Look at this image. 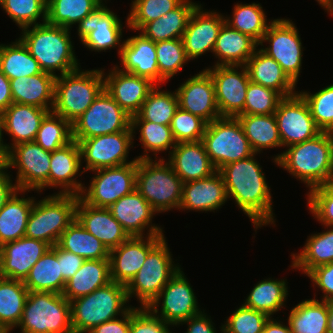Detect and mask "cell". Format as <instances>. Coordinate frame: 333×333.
Masks as SVG:
<instances>
[{"mask_svg": "<svg viewBox=\"0 0 333 333\" xmlns=\"http://www.w3.org/2000/svg\"><path fill=\"white\" fill-rule=\"evenodd\" d=\"M257 154L223 166L222 174L227 197L251 220L255 232L266 225H275L272 193Z\"/></svg>", "mask_w": 333, "mask_h": 333, "instance_id": "6da1fadb", "label": "cell"}, {"mask_svg": "<svg viewBox=\"0 0 333 333\" xmlns=\"http://www.w3.org/2000/svg\"><path fill=\"white\" fill-rule=\"evenodd\" d=\"M273 156L274 164L303 182L309 191L333 182V133L293 144Z\"/></svg>", "mask_w": 333, "mask_h": 333, "instance_id": "7a4b0ae2", "label": "cell"}, {"mask_svg": "<svg viewBox=\"0 0 333 333\" xmlns=\"http://www.w3.org/2000/svg\"><path fill=\"white\" fill-rule=\"evenodd\" d=\"M21 31L19 39L43 72L58 77L81 68L71 41V29L45 22Z\"/></svg>", "mask_w": 333, "mask_h": 333, "instance_id": "3957f363", "label": "cell"}, {"mask_svg": "<svg viewBox=\"0 0 333 333\" xmlns=\"http://www.w3.org/2000/svg\"><path fill=\"white\" fill-rule=\"evenodd\" d=\"M128 302L125 285L114 281L71 300L73 332L88 333L94 327L124 315L132 307Z\"/></svg>", "mask_w": 333, "mask_h": 333, "instance_id": "277c9868", "label": "cell"}, {"mask_svg": "<svg viewBox=\"0 0 333 333\" xmlns=\"http://www.w3.org/2000/svg\"><path fill=\"white\" fill-rule=\"evenodd\" d=\"M183 182L165 158L137 161L136 190L157 212L179 210Z\"/></svg>", "mask_w": 333, "mask_h": 333, "instance_id": "5b68a950", "label": "cell"}, {"mask_svg": "<svg viewBox=\"0 0 333 333\" xmlns=\"http://www.w3.org/2000/svg\"><path fill=\"white\" fill-rule=\"evenodd\" d=\"M104 89L103 69L82 70L55 79L52 111L71 124L80 117Z\"/></svg>", "mask_w": 333, "mask_h": 333, "instance_id": "8992f818", "label": "cell"}, {"mask_svg": "<svg viewBox=\"0 0 333 333\" xmlns=\"http://www.w3.org/2000/svg\"><path fill=\"white\" fill-rule=\"evenodd\" d=\"M78 195L54 193L34 201L25 236L56 245L60 235L76 219Z\"/></svg>", "mask_w": 333, "mask_h": 333, "instance_id": "52a82bcc", "label": "cell"}, {"mask_svg": "<svg viewBox=\"0 0 333 333\" xmlns=\"http://www.w3.org/2000/svg\"><path fill=\"white\" fill-rule=\"evenodd\" d=\"M20 333H74L71 304L53 292H28L20 323Z\"/></svg>", "mask_w": 333, "mask_h": 333, "instance_id": "ba28073f", "label": "cell"}, {"mask_svg": "<svg viewBox=\"0 0 333 333\" xmlns=\"http://www.w3.org/2000/svg\"><path fill=\"white\" fill-rule=\"evenodd\" d=\"M164 237L147 255L137 274L125 286L128 301L136 297L140 307H148L181 268L174 263Z\"/></svg>", "mask_w": 333, "mask_h": 333, "instance_id": "9c48e42d", "label": "cell"}, {"mask_svg": "<svg viewBox=\"0 0 333 333\" xmlns=\"http://www.w3.org/2000/svg\"><path fill=\"white\" fill-rule=\"evenodd\" d=\"M202 142L217 171L254 154L236 117H220L207 123Z\"/></svg>", "mask_w": 333, "mask_h": 333, "instance_id": "30bf717a", "label": "cell"}, {"mask_svg": "<svg viewBox=\"0 0 333 333\" xmlns=\"http://www.w3.org/2000/svg\"><path fill=\"white\" fill-rule=\"evenodd\" d=\"M132 130L131 116L103 89L89 108L72 123L73 140Z\"/></svg>", "mask_w": 333, "mask_h": 333, "instance_id": "8fae6325", "label": "cell"}, {"mask_svg": "<svg viewBox=\"0 0 333 333\" xmlns=\"http://www.w3.org/2000/svg\"><path fill=\"white\" fill-rule=\"evenodd\" d=\"M264 42H268L269 45L264 47ZM259 46L264 53L280 64L297 85L302 70L304 48L295 23L286 18L272 19Z\"/></svg>", "mask_w": 333, "mask_h": 333, "instance_id": "7c38bea8", "label": "cell"}, {"mask_svg": "<svg viewBox=\"0 0 333 333\" xmlns=\"http://www.w3.org/2000/svg\"><path fill=\"white\" fill-rule=\"evenodd\" d=\"M51 152L44 150L35 141L13 146L6 153L7 169L16 168L15 183L19 190L37 191L49 188ZM45 188V189H44Z\"/></svg>", "mask_w": 333, "mask_h": 333, "instance_id": "4fadbf2b", "label": "cell"}, {"mask_svg": "<svg viewBox=\"0 0 333 333\" xmlns=\"http://www.w3.org/2000/svg\"><path fill=\"white\" fill-rule=\"evenodd\" d=\"M89 187L79 197L88 205L109 208L136 189L137 162L92 171Z\"/></svg>", "mask_w": 333, "mask_h": 333, "instance_id": "5bb4252c", "label": "cell"}, {"mask_svg": "<svg viewBox=\"0 0 333 333\" xmlns=\"http://www.w3.org/2000/svg\"><path fill=\"white\" fill-rule=\"evenodd\" d=\"M181 269L179 268L147 307L155 316L174 327H179L185 320L202 312L196 294Z\"/></svg>", "mask_w": 333, "mask_h": 333, "instance_id": "9a60e30c", "label": "cell"}, {"mask_svg": "<svg viewBox=\"0 0 333 333\" xmlns=\"http://www.w3.org/2000/svg\"><path fill=\"white\" fill-rule=\"evenodd\" d=\"M134 137L132 130H125L74 140L80 146L82 163H86L83 171H95L137 162V158H133L132 161L127 159L130 148L134 147Z\"/></svg>", "mask_w": 333, "mask_h": 333, "instance_id": "2e32d148", "label": "cell"}, {"mask_svg": "<svg viewBox=\"0 0 333 333\" xmlns=\"http://www.w3.org/2000/svg\"><path fill=\"white\" fill-rule=\"evenodd\" d=\"M118 16L105 3H101L82 19L76 28L84 47L94 52H106L118 47L119 56L124 41L121 40L123 22Z\"/></svg>", "mask_w": 333, "mask_h": 333, "instance_id": "e0dca14e", "label": "cell"}, {"mask_svg": "<svg viewBox=\"0 0 333 333\" xmlns=\"http://www.w3.org/2000/svg\"><path fill=\"white\" fill-rule=\"evenodd\" d=\"M205 70L213 79L220 116L244 115V103L250 82L245 65L212 66Z\"/></svg>", "mask_w": 333, "mask_h": 333, "instance_id": "ac0fdd59", "label": "cell"}, {"mask_svg": "<svg viewBox=\"0 0 333 333\" xmlns=\"http://www.w3.org/2000/svg\"><path fill=\"white\" fill-rule=\"evenodd\" d=\"M274 115L282 147L313 139L322 132L315 124L308 104L298 92L284 97Z\"/></svg>", "mask_w": 333, "mask_h": 333, "instance_id": "d6986e66", "label": "cell"}, {"mask_svg": "<svg viewBox=\"0 0 333 333\" xmlns=\"http://www.w3.org/2000/svg\"><path fill=\"white\" fill-rule=\"evenodd\" d=\"M165 235L133 236L109 251L111 281L127 285Z\"/></svg>", "mask_w": 333, "mask_h": 333, "instance_id": "ffe728a7", "label": "cell"}, {"mask_svg": "<svg viewBox=\"0 0 333 333\" xmlns=\"http://www.w3.org/2000/svg\"><path fill=\"white\" fill-rule=\"evenodd\" d=\"M108 209L130 237L164 235L161 226L152 224L153 217L158 213L136 189L121 197Z\"/></svg>", "mask_w": 333, "mask_h": 333, "instance_id": "44dd1931", "label": "cell"}, {"mask_svg": "<svg viewBox=\"0 0 333 333\" xmlns=\"http://www.w3.org/2000/svg\"><path fill=\"white\" fill-rule=\"evenodd\" d=\"M175 90L181 109L202 118L206 123L221 117L213 79L205 69L190 76Z\"/></svg>", "mask_w": 333, "mask_h": 333, "instance_id": "7402d4cb", "label": "cell"}, {"mask_svg": "<svg viewBox=\"0 0 333 333\" xmlns=\"http://www.w3.org/2000/svg\"><path fill=\"white\" fill-rule=\"evenodd\" d=\"M224 23L225 18L222 13L203 10L199 4L193 11L182 36L187 58L195 60L206 52L213 53Z\"/></svg>", "mask_w": 333, "mask_h": 333, "instance_id": "603a6c76", "label": "cell"}, {"mask_svg": "<svg viewBox=\"0 0 333 333\" xmlns=\"http://www.w3.org/2000/svg\"><path fill=\"white\" fill-rule=\"evenodd\" d=\"M104 71L103 68L104 89L127 114L131 117L137 115L156 84L148 78L123 72L114 66L108 74Z\"/></svg>", "mask_w": 333, "mask_h": 333, "instance_id": "cb8c5ba5", "label": "cell"}, {"mask_svg": "<svg viewBox=\"0 0 333 333\" xmlns=\"http://www.w3.org/2000/svg\"><path fill=\"white\" fill-rule=\"evenodd\" d=\"M50 247L45 241L26 236L3 244L0 277L24 281L33 265Z\"/></svg>", "mask_w": 333, "mask_h": 333, "instance_id": "d4e9b609", "label": "cell"}, {"mask_svg": "<svg viewBox=\"0 0 333 333\" xmlns=\"http://www.w3.org/2000/svg\"><path fill=\"white\" fill-rule=\"evenodd\" d=\"M81 161L80 146L76 141L51 152L49 187L56 189L58 194L80 195L85 184L81 183L77 177L85 173ZM78 180V181H77Z\"/></svg>", "mask_w": 333, "mask_h": 333, "instance_id": "484cf974", "label": "cell"}, {"mask_svg": "<svg viewBox=\"0 0 333 333\" xmlns=\"http://www.w3.org/2000/svg\"><path fill=\"white\" fill-rule=\"evenodd\" d=\"M118 58L121 59L122 66L115 65V67L121 71L148 78L156 85H160L156 43L152 40L141 33L125 39Z\"/></svg>", "mask_w": 333, "mask_h": 333, "instance_id": "4316f807", "label": "cell"}, {"mask_svg": "<svg viewBox=\"0 0 333 333\" xmlns=\"http://www.w3.org/2000/svg\"><path fill=\"white\" fill-rule=\"evenodd\" d=\"M227 192L219 171L211 176L183 183L180 210L218 211L227 202Z\"/></svg>", "mask_w": 333, "mask_h": 333, "instance_id": "83f0119b", "label": "cell"}, {"mask_svg": "<svg viewBox=\"0 0 333 333\" xmlns=\"http://www.w3.org/2000/svg\"><path fill=\"white\" fill-rule=\"evenodd\" d=\"M76 219L110 251L125 242L130 236L112 216L108 208L88 205L79 196L76 205Z\"/></svg>", "mask_w": 333, "mask_h": 333, "instance_id": "f1b7e54d", "label": "cell"}, {"mask_svg": "<svg viewBox=\"0 0 333 333\" xmlns=\"http://www.w3.org/2000/svg\"><path fill=\"white\" fill-rule=\"evenodd\" d=\"M49 110L32 105L12 103L2 113L4 132L12 143L5 144L6 153L15 145L35 141L41 121Z\"/></svg>", "mask_w": 333, "mask_h": 333, "instance_id": "f546056e", "label": "cell"}, {"mask_svg": "<svg viewBox=\"0 0 333 333\" xmlns=\"http://www.w3.org/2000/svg\"><path fill=\"white\" fill-rule=\"evenodd\" d=\"M167 161L183 183L207 178L217 171L206 153L202 140L177 143L168 155Z\"/></svg>", "mask_w": 333, "mask_h": 333, "instance_id": "4dcf8cb0", "label": "cell"}, {"mask_svg": "<svg viewBox=\"0 0 333 333\" xmlns=\"http://www.w3.org/2000/svg\"><path fill=\"white\" fill-rule=\"evenodd\" d=\"M245 67L251 82L274 89L283 97L296 94V84L288 77L280 64L257 48Z\"/></svg>", "mask_w": 333, "mask_h": 333, "instance_id": "1f68e13d", "label": "cell"}, {"mask_svg": "<svg viewBox=\"0 0 333 333\" xmlns=\"http://www.w3.org/2000/svg\"><path fill=\"white\" fill-rule=\"evenodd\" d=\"M56 77L47 72L10 79L13 103L27 104L52 111Z\"/></svg>", "mask_w": 333, "mask_h": 333, "instance_id": "d6a6232c", "label": "cell"}, {"mask_svg": "<svg viewBox=\"0 0 333 333\" xmlns=\"http://www.w3.org/2000/svg\"><path fill=\"white\" fill-rule=\"evenodd\" d=\"M258 45L250 36L224 23L213 50V55L218 59L213 66L245 65Z\"/></svg>", "mask_w": 333, "mask_h": 333, "instance_id": "836d02e7", "label": "cell"}, {"mask_svg": "<svg viewBox=\"0 0 333 333\" xmlns=\"http://www.w3.org/2000/svg\"><path fill=\"white\" fill-rule=\"evenodd\" d=\"M199 3L184 0L178 7L156 20L145 24L139 31L147 39L159 42L180 39L186 30L188 21Z\"/></svg>", "mask_w": 333, "mask_h": 333, "instance_id": "e575fe53", "label": "cell"}, {"mask_svg": "<svg viewBox=\"0 0 333 333\" xmlns=\"http://www.w3.org/2000/svg\"><path fill=\"white\" fill-rule=\"evenodd\" d=\"M111 282L109 259L84 260L80 269L66 281L62 295L71 300L88 295Z\"/></svg>", "mask_w": 333, "mask_h": 333, "instance_id": "d590c367", "label": "cell"}, {"mask_svg": "<svg viewBox=\"0 0 333 333\" xmlns=\"http://www.w3.org/2000/svg\"><path fill=\"white\" fill-rule=\"evenodd\" d=\"M29 292L43 291L62 294L66 281L58 262V245L50 247L33 265L23 281Z\"/></svg>", "mask_w": 333, "mask_h": 333, "instance_id": "8d00e7d4", "label": "cell"}, {"mask_svg": "<svg viewBox=\"0 0 333 333\" xmlns=\"http://www.w3.org/2000/svg\"><path fill=\"white\" fill-rule=\"evenodd\" d=\"M25 192L29 191L18 189L0 210L1 245L25 236L28 217L35 201L34 197L25 198Z\"/></svg>", "mask_w": 333, "mask_h": 333, "instance_id": "74e56055", "label": "cell"}, {"mask_svg": "<svg viewBox=\"0 0 333 333\" xmlns=\"http://www.w3.org/2000/svg\"><path fill=\"white\" fill-rule=\"evenodd\" d=\"M324 227L326 231L311 234L302 250L291 254L292 269L307 275L315 267L333 262V227Z\"/></svg>", "mask_w": 333, "mask_h": 333, "instance_id": "f35d334b", "label": "cell"}, {"mask_svg": "<svg viewBox=\"0 0 333 333\" xmlns=\"http://www.w3.org/2000/svg\"><path fill=\"white\" fill-rule=\"evenodd\" d=\"M292 333H328L329 301L305 299L289 312Z\"/></svg>", "mask_w": 333, "mask_h": 333, "instance_id": "ab89813d", "label": "cell"}, {"mask_svg": "<svg viewBox=\"0 0 333 333\" xmlns=\"http://www.w3.org/2000/svg\"><path fill=\"white\" fill-rule=\"evenodd\" d=\"M244 134L255 154L263 150L282 147L278 125L274 114L267 115H237Z\"/></svg>", "mask_w": 333, "mask_h": 333, "instance_id": "60d3db41", "label": "cell"}, {"mask_svg": "<svg viewBox=\"0 0 333 333\" xmlns=\"http://www.w3.org/2000/svg\"><path fill=\"white\" fill-rule=\"evenodd\" d=\"M57 245L85 260L109 259L108 248L93 234L89 233L77 219L60 235Z\"/></svg>", "mask_w": 333, "mask_h": 333, "instance_id": "b9f144b4", "label": "cell"}, {"mask_svg": "<svg viewBox=\"0 0 333 333\" xmlns=\"http://www.w3.org/2000/svg\"><path fill=\"white\" fill-rule=\"evenodd\" d=\"M286 280L272 279L271 277L257 282L243 304L273 317L275 313L286 306L289 294Z\"/></svg>", "mask_w": 333, "mask_h": 333, "instance_id": "7bdbcfd3", "label": "cell"}, {"mask_svg": "<svg viewBox=\"0 0 333 333\" xmlns=\"http://www.w3.org/2000/svg\"><path fill=\"white\" fill-rule=\"evenodd\" d=\"M28 292L23 281L0 277V324L9 332L20 323Z\"/></svg>", "mask_w": 333, "mask_h": 333, "instance_id": "ee69618b", "label": "cell"}, {"mask_svg": "<svg viewBox=\"0 0 333 333\" xmlns=\"http://www.w3.org/2000/svg\"><path fill=\"white\" fill-rule=\"evenodd\" d=\"M11 44H0V71L10 80L42 73L38 61L18 38Z\"/></svg>", "mask_w": 333, "mask_h": 333, "instance_id": "f6af8a7d", "label": "cell"}, {"mask_svg": "<svg viewBox=\"0 0 333 333\" xmlns=\"http://www.w3.org/2000/svg\"><path fill=\"white\" fill-rule=\"evenodd\" d=\"M131 128L133 134L135 130H139V141L144 148V154L136 156L138 160L152 159L149 153H153L154 159H157V154L168 151L169 155L172 149L177 144L170 126L153 123L147 120H131Z\"/></svg>", "mask_w": 333, "mask_h": 333, "instance_id": "bcb514c9", "label": "cell"}, {"mask_svg": "<svg viewBox=\"0 0 333 333\" xmlns=\"http://www.w3.org/2000/svg\"><path fill=\"white\" fill-rule=\"evenodd\" d=\"M232 18L224 16L225 23L239 32L250 36L260 44L271 21H267L265 11L259 3L242 4L233 6ZM269 22V23H268Z\"/></svg>", "mask_w": 333, "mask_h": 333, "instance_id": "7dc6e473", "label": "cell"}, {"mask_svg": "<svg viewBox=\"0 0 333 333\" xmlns=\"http://www.w3.org/2000/svg\"><path fill=\"white\" fill-rule=\"evenodd\" d=\"M179 108L176 90L164 91L160 85H156L142 104L141 110L131 120H147L170 126L175 112Z\"/></svg>", "mask_w": 333, "mask_h": 333, "instance_id": "c3c4849f", "label": "cell"}, {"mask_svg": "<svg viewBox=\"0 0 333 333\" xmlns=\"http://www.w3.org/2000/svg\"><path fill=\"white\" fill-rule=\"evenodd\" d=\"M101 3L98 0H49L46 22L72 30Z\"/></svg>", "mask_w": 333, "mask_h": 333, "instance_id": "681fc988", "label": "cell"}, {"mask_svg": "<svg viewBox=\"0 0 333 333\" xmlns=\"http://www.w3.org/2000/svg\"><path fill=\"white\" fill-rule=\"evenodd\" d=\"M72 141V124L53 111H49L41 121L35 142L44 150L53 152Z\"/></svg>", "mask_w": 333, "mask_h": 333, "instance_id": "f907efd6", "label": "cell"}, {"mask_svg": "<svg viewBox=\"0 0 333 333\" xmlns=\"http://www.w3.org/2000/svg\"><path fill=\"white\" fill-rule=\"evenodd\" d=\"M157 64L160 72V85L182 71L190 62L185 53L182 38L156 42Z\"/></svg>", "mask_w": 333, "mask_h": 333, "instance_id": "816d5d0a", "label": "cell"}, {"mask_svg": "<svg viewBox=\"0 0 333 333\" xmlns=\"http://www.w3.org/2000/svg\"><path fill=\"white\" fill-rule=\"evenodd\" d=\"M184 0H132L127 16V28L138 31L147 23L158 19L178 7Z\"/></svg>", "mask_w": 333, "mask_h": 333, "instance_id": "f5cc1de1", "label": "cell"}, {"mask_svg": "<svg viewBox=\"0 0 333 333\" xmlns=\"http://www.w3.org/2000/svg\"><path fill=\"white\" fill-rule=\"evenodd\" d=\"M0 6L20 30L46 22L45 0H0Z\"/></svg>", "mask_w": 333, "mask_h": 333, "instance_id": "db71d44e", "label": "cell"}, {"mask_svg": "<svg viewBox=\"0 0 333 333\" xmlns=\"http://www.w3.org/2000/svg\"><path fill=\"white\" fill-rule=\"evenodd\" d=\"M310 109L315 124L322 132L333 133V84L323 87L316 93L298 91Z\"/></svg>", "mask_w": 333, "mask_h": 333, "instance_id": "11a10c76", "label": "cell"}, {"mask_svg": "<svg viewBox=\"0 0 333 333\" xmlns=\"http://www.w3.org/2000/svg\"><path fill=\"white\" fill-rule=\"evenodd\" d=\"M284 97L274 89L249 82L244 103V114H274Z\"/></svg>", "mask_w": 333, "mask_h": 333, "instance_id": "9f6ffc18", "label": "cell"}, {"mask_svg": "<svg viewBox=\"0 0 333 333\" xmlns=\"http://www.w3.org/2000/svg\"><path fill=\"white\" fill-rule=\"evenodd\" d=\"M268 319L266 313L242 304L221 324L230 333H262Z\"/></svg>", "mask_w": 333, "mask_h": 333, "instance_id": "6f0895ef", "label": "cell"}, {"mask_svg": "<svg viewBox=\"0 0 333 333\" xmlns=\"http://www.w3.org/2000/svg\"><path fill=\"white\" fill-rule=\"evenodd\" d=\"M206 125L202 118L179 107L171 120L170 128L176 143H183L202 140Z\"/></svg>", "mask_w": 333, "mask_h": 333, "instance_id": "680465c9", "label": "cell"}, {"mask_svg": "<svg viewBox=\"0 0 333 333\" xmlns=\"http://www.w3.org/2000/svg\"><path fill=\"white\" fill-rule=\"evenodd\" d=\"M309 213L323 226L333 227V182L308 191Z\"/></svg>", "mask_w": 333, "mask_h": 333, "instance_id": "91938a15", "label": "cell"}, {"mask_svg": "<svg viewBox=\"0 0 333 333\" xmlns=\"http://www.w3.org/2000/svg\"><path fill=\"white\" fill-rule=\"evenodd\" d=\"M170 327L173 326L155 316L147 307L130 308L129 333H172Z\"/></svg>", "mask_w": 333, "mask_h": 333, "instance_id": "94428289", "label": "cell"}, {"mask_svg": "<svg viewBox=\"0 0 333 333\" xmlns=\"http://www.w3.org/2000/svg\"><path fill=\"white\" fill-rule=\"evenodd\" d=\"M305 276L311 280L314 288L317 286L324 294L320 300H333V262L317 266Z\"/></svg>", "mask_w": 333, "mask_h": 333, "instance_id": "6125c7cd", "label": "cell"}, {"mask_svg": "<svg viewBox=\"0 0 333 333\" xmlns=\"http://www.w3.org/2000/svg\"><path fill=\"white\" fill-rule=\"evenodd\" d=\"M84 260L81 256L61 249L58 246V262H60L62 277L65 281L70 279L80 269Z\"/></svg>", "mask_w": 333, "mask_h": 333, "instance_id": "be15d7a7", "label": "cell"}, {"mask_svg": "<svg viewBox=\"0 0 333 333\" xmlns=\"http://www.w3.org/2000/svg\"><path fill=\"white\" fill-rule=\"evenodd\" d=\"M187 324V331L185 333H217L214 327L215 323L212 319L205 313L203 309L199 314L192 316L191 318L185 320L180 325Z\"/></svg>", "mask_w": 333, "mask_h": 333, "instance_id": "e7e4bbea", "label": "cell"}, {"mask_svg": "<svg viewBox=\"0 0 333 333\" xmlns=\"http://www.w3.org/2000/svg\"><path fill=\"white\" fill-rule=\"evenodd\" d=\"M130 309L122 316L94 327L88 333H129Z\"/></svg>", "mask_w": 333, "mask_h": 333, "instance_id": "03108f58", "label": "cell"}, {"mask_svg": "<svg viewBox=\"0 0 333 333\" xmlns=\"http://www.w3.org/2000/svg\"><path fill=\"white\" fill-rule=\"evenodd\" d=\"M6 168L0 174V210L4 207L6 202L14 195V193L18 190L16 183H13L11 179L12 175H10Z\"/></svg>", "mask_w": 333, "mask_h": 333, "instance_id": "003e7915", "label": "cell"}, {"mask_svg": "<svg viewBox=\"0 0 333 333\" xmlns=\"http://www.w3.org/2000/svg\"><path fill=\"white\" fill-rule=\"evenodd\" d=\"M12 103L10 80L0 71V113H3Z\"/></svg>", "mask_w": 333, "mask_h": 333, "instance_id": "a7ac6f4b", "label": "cell"}, {"mask_svg": "<svg viewBox=\"0 0 333 333\" xmlns=\"http://www.w3.org/2000/svg\"><path fill=\"white\" fill-rule=\"evenodd\" d=\"M262 333H292L290 330V326L287 323V326L285 323L283 324L282 321L277 320L275 318L269 317V319L266 321L263 332Z\"/></svg>", "mask_w": 333, "mask_h": 333, "instance_id": "89a4df30", "label": "cell"}, {"mask_svg": "<svg viewBox=\"0 0 333 333\" xmlns=\"http://www.w3.org/2000/svg\"><path fill=\"white\" fill-rule=\"evenodd\" d=\"M321 7H323L329 15L333 16V0H316Z\"/></svg>", "mask_w": 333, "mask_h": 333, "instance_id": "2644e50d", "label": "cell"}, {"mask_svg": "<svg viewBox=\"0 0 333 333\" xmlns=\"http://www.w3.org/2000/svg\"><path fill=\"white\" fill-rule=\"evenodd\" d=\"M328 333H333V300L329 301Z\"/></svg>", "mask_w": 333, "mask_h": 333, "instance_id": "8c879c8a", "label": "cell"}, {"mask_svg": "<svg viewBox=\"0 0 333 333\" xmlns=\"http://www.w3.org/2000/svg\"><path fill=\"white\" fill-rule=\"evenodd\" d=\"M7 168L5 148H0V174Z\"/></svg>", "mask_w": 333, "mask_h": 333, "instance_id": "753ad0ef", "label": "cell"}, {"mask_svg": "<svg viewBox=\"0 0 333 333\" xmlns=\"http://www.w3.org/2000/svg\"><path fill=\"white\" fill-rule=\"evenodd\" d=\"M6 142L3 139L2 113H0V148H5Z\"/></svg>", "mask_w": 333, "mask_h": 333, "instance_id": "34e18365", "label": "cell"}, {"mask_svg": "<svg viewBox=\"0 0 333 333\" xmlns=\"http://www.w3.org/2000/svg\"><path fill=\"white\" fill-rule=\"evenodd\" d=\"M0 333H10V332L0 324Z\"/></svg>", "mask_w": 333, "mask_h": 333, "instance_id": "11e5206c", "label": "cell"}, {"mask_svg": "<svg viewBox=\"0 0 333 333\" xmlns=\"http://www.w3.org/2000/svg\"><path fill=\"white\" fill-rule=\"evenodd\" d=\"M220 332L221 333H230L223 327V325L220 326Z\"/></svg>", "mask_w": 333, "mask_h": 333, "instance_id": "2a66077c", "label": "cell"}, {"mask_svg": "<svg viewBox=\"0 0 333 333\" xmlns=\"http://www.w3.org/2000/svg\"><path fill=\"white\" fill-rule=\"evenodd\" d=\"M100 3H106V0H98ZM104 1V2H103ZM108 1V0H107Z\"/></svg>", "mask_w": 333, "mask_h": 333, "instance_id": "b9fcfbb0", "label": "cell"}, {"mask_svg": "<svg viewBox=\"0 0 333 333\" xmlns=\"http://www.w3.org/2000/svg\"><path fill=\"white\" fill-rule=\"evenodd\" d=\"M2 245L0 244V258H1Z\"/></svg>", "mask_w": 333, "mask_h": 333, "instance_id": "09005b40", "label": "cell"}]
</instances>
